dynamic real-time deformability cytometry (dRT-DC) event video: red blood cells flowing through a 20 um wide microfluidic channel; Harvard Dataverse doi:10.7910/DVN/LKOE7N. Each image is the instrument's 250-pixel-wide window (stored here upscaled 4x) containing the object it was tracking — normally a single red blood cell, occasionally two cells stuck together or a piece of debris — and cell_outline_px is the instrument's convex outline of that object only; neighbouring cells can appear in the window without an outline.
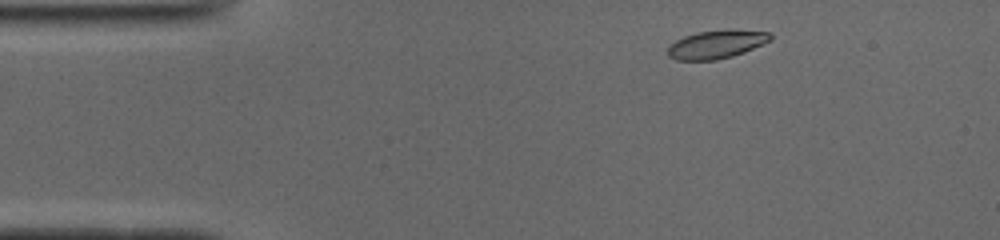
{"species": "common noctule bat (a hibernating species)", "species_latin": "Nyctalus noctula", "temperature_condition": "cold", "stored_images_in_passage": 46, "camera_frame_rate_fps": 3000, "um_per_image_px": 0.085, "animal": {"sex": "male", "body_mass_g": 19.0, "forearm_length_mm": 50.8}, "frame": {"image": 1, "passage_image": 3, "time_ms": 0.667, "image_size_px": [1000, 240], "cell_outline_px": [[772, 40], [764, 44], [744, 52], [732, 56], [716, 60], [676, 60], [668, 56], [668, 44], [684, 36], [696, 32], [772, 32]], "centroid_in_image_um": [60.84, 3.82], "position_along_channel_um": 24.2, "area_um2": 16.3}}
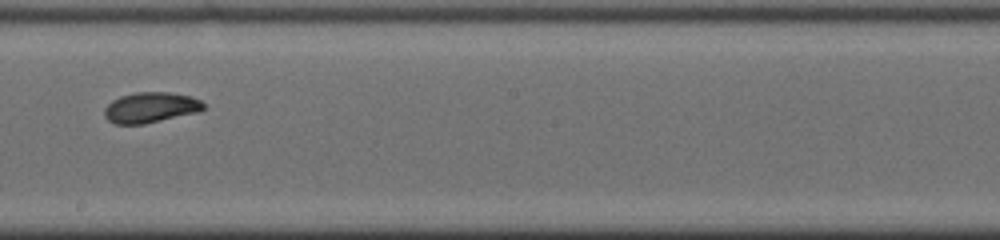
{"frame": {"image": 2, "passage_image": 24, "time_ms": 7.667, "image_size_px": [1000, 240], "cell_outline_px": [[204, 108], [200, 112], [144, 124], [116, 124], [108, 120], [104, 116], [104, 108], [112, 100], [120, 96], [136, 92], [168, 92], [188, 96], [200, 100], [204, 104]], "centroid_in_image_um": [12.79, 9.14], "position_along_channel_um": 235.4, "area_um2": 17.63}}
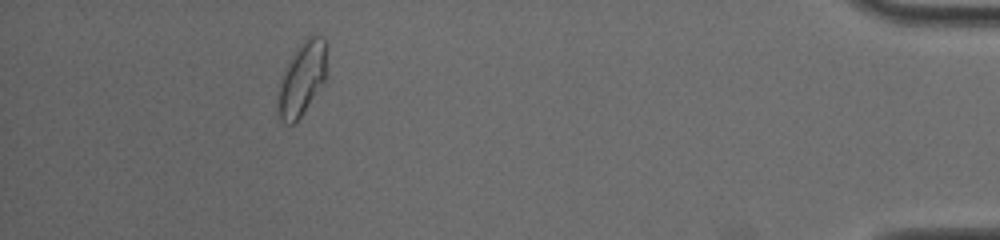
{"frame": {"image": 3, "passage_image": 42, "time_ms": 13.667, "image_size_px": [1000, 240], "cell_outline_px": [[328, 76], [300, 116], [292, 124], [284, 124], [280, 120], [276, 112], [276, 104], [280, 84], [284, 68], [288, 60], [300, 44], [308, 36], [324, 36]], "centroid_in_image_um": [25.65, 6.7], "position_along_channel_um": 409.5, "area_um2": 21.04}, "authors_computed_cell_mechanics": {"area_um2": 17.9758, "velocity_mm_per_s": 3.9071, "shape_relaxation_time_tau1_ms": 4.227, "shape_relaxation_time_tau2_ms": 2.1472, "deformation_change_tau1": 0.1358, "deformation_change_tau2": 0.0567}}